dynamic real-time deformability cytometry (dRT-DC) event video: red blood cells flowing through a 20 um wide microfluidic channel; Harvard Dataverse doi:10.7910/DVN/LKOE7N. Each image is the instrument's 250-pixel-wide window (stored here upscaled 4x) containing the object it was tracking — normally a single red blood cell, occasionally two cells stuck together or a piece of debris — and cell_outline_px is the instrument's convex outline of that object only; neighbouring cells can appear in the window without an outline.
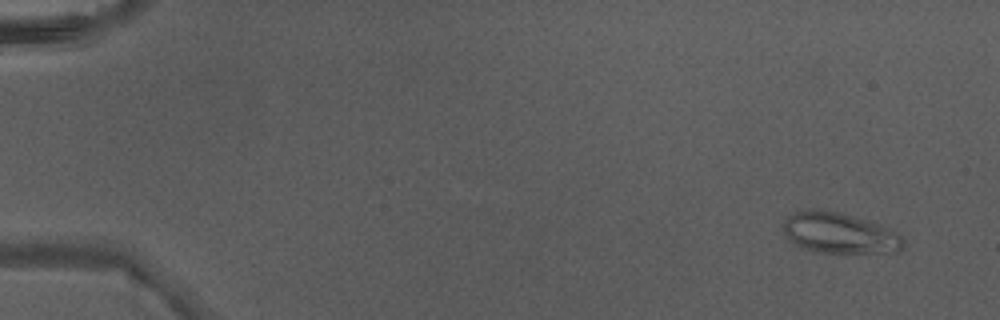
{"species": "Egyptian fruit bat (a non-hibernating species)", "species_latin": "Rousettus aegyptiacus", "temperature_condition": "warm", "stored_images_in_passage": 6, "camera_frame_rate_fps": 3000, "um_per_image_px": 0.085, "animal": {"sex": "male"}, "frame": {"image": 1, "passage_image": 2, "time_ms": 0.333, "image_size_px": [1000, 320], "cell_outline_px": [[904, 248], [900, 252], [820, 252], [804, 248], [788, 240], [784, 232], [784, 220], [788, 216], [796, 212], [836, 212], [852, 216], [880, 224], [896, 232], [904, 240]], "centroid_in_image_um": [71.41, 19.85], "position_along_channel_um": 13.6, "area_um2": 27.63}}